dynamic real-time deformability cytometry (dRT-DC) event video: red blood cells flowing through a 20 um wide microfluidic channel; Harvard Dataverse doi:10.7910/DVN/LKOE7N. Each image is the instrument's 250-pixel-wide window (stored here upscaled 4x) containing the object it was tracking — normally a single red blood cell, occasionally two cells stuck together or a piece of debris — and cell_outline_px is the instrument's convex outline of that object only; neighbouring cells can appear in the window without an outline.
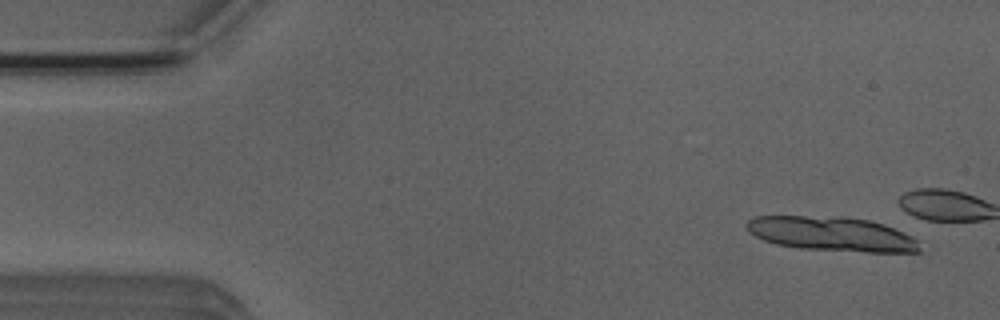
{"species": "Egyptian fruit bat (a non-hibernating species)", "species_latin": "Rousettus aegyptiacus", "temperature_condition": "room temperature", "stored_images_in_passage": 7, "camera_frame_rate_fps": 3000, "um_per_image_px": 0.085, "animal": {"sex": "male"}, "frame": {"image": 1, "passage_image": 2, "time_ms": 0.333, "image_size_px": [1000, 320], "cell_outline_px": [[920, 252], [868, 252], [800, 248], [776, 244], [764, 240], [756, 236], [744, 224], [748, 220], [756, 216], [840, 216], [868, 220], [884, 224], [904, 232], [912, 236], [916, 240], [920, 248]], "centroid_in_image_um": [70.72, 19.88], "position_along_channel_um": 14.3, "area_um2": 34.56}}